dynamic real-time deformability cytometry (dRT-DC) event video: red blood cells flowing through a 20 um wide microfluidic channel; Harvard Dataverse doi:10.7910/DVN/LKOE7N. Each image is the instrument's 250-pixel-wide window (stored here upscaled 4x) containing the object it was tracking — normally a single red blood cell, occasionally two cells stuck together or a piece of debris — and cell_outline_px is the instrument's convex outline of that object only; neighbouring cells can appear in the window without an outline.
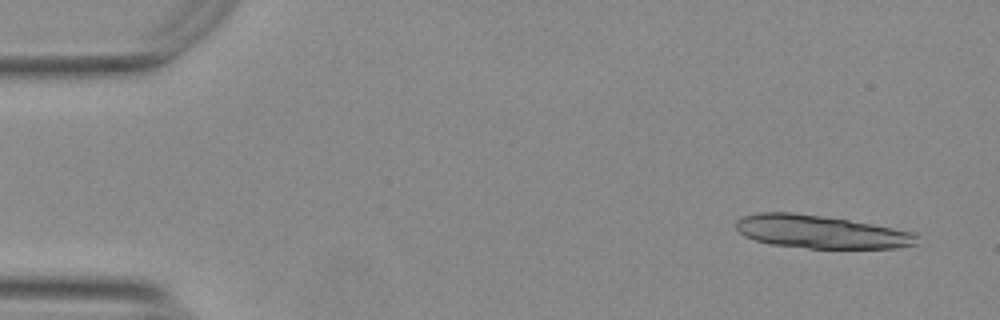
{"species": "Egyptian fruit bat (a non-hibernating species)", "species_latin": "Rousettus aegyptiacus", "temperature_condition": "warm", "stored_images_in_passage": 16, "camera_frame_rate_fps": 3000, "um_per_image_px": 0.085, "animal": {"sex": "female"}, "frame": {"image": 1, "passage_image": 3, "time_ms": 0.667, "image_size_px": [1000, 320], "cell_outline_px": [[916, 244], [896, 248], [808, 248], [772, 244], [756, 240], [744, 236], [736, 228], [736, 220], [744, 216], [760, 212], [792, 212], [848, 220], [916, 232]], "centroid_in_image_um": [69.74, 19.7], "position_along_channel_um": 15.3, "area_um2": 34.45}}